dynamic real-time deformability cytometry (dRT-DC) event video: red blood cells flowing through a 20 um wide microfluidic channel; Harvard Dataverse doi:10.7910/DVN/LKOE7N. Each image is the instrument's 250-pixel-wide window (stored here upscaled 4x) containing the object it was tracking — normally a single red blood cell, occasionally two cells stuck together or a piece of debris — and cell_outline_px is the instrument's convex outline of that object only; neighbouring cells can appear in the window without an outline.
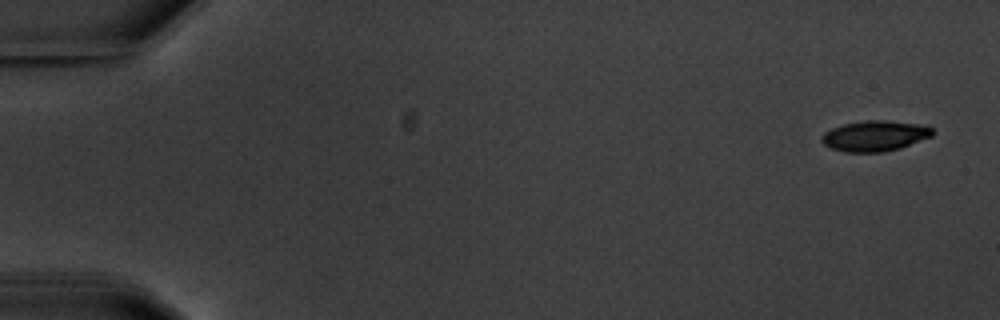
{"species": "common noctule bat (a hibernating species)", "species_latin": "Nyctalus noctula", "temperature_condition": "warm", "stored_images_in_passage": 6, "camera_frame_rate_fps": 3000, "um_per_image_px": 0.085, "animal": {"sex": "male", "body_mass_g": 20.1, "forearm_length_mm": 53.5}, "frame": {"image": 1, "passage_image": 1, "time_ms": 0.0, "image_size_px": [1000, 320], "cell_outline_px": [[932, 136], [900, 148], [884, 152], [844, 152], [832, 148], [824, 144], [820, 140], [820, 136], [824, 132], [832, 128], [844, 124], [864, 120], [884, 120], [928, 124], [932, 128]], "centroid_in_image_um": [74.37, 11.54], "position_along_channel_um": 10.6, "area_um2": 19.94}}
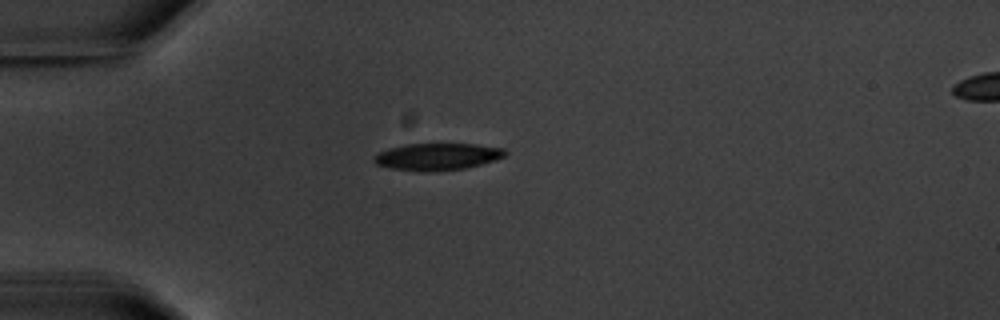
{"frame": {"image": 2, "passage_image": 5, "time_ms": 4.667, "image_size_px": [1000, 320], "cell_outline_px": [[508, 152], [504, 156], [480, 164], [464, 168], [432, 172], [424, 172], [392, 168], [376, 164], [372, 160], [372, 156], [388, 148], [408, 144], [476, 144], [504, 148]], "centroid_in_image_um": [37.14, 13.31], "position_along_channel_um": 47.9, "area_um2": 20.52}}